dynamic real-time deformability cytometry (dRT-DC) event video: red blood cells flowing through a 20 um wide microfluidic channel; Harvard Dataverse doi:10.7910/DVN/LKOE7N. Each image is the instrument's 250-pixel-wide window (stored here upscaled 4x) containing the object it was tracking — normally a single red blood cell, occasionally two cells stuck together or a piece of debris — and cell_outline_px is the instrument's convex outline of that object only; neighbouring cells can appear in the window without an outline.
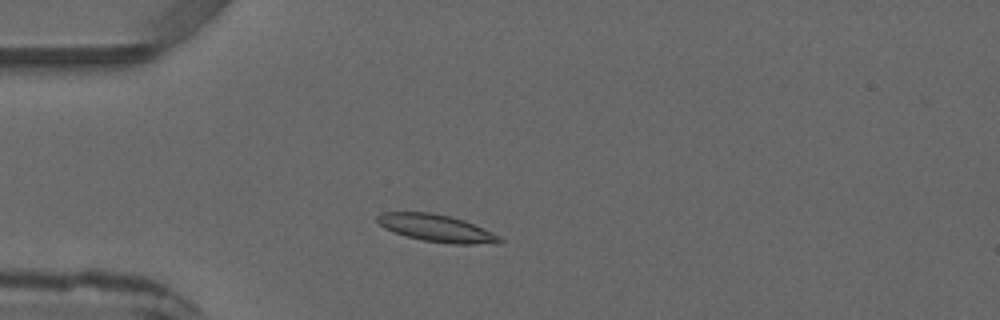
{"species": "common noctule bat (a hibernating species)", "species_latin": "Nyctalus noctula", "temperature_condition": "warm", "stored_images_in_passage": 3, "camera_frame_rate_fps": 3000, "um_per_image_px": 0.085, "animal": {"sex": "male", "forearm_length_mm": 52.5}, "frame": {"image": 1, "passage_image": 2, "time_ms": 1.333, "image_size_px": [1000, 320], "cell_outline_px": [[504, 244], [452, 244], [424, 240], [408, 236], [384, 228], [376, 220], [376, 216], [384, 212], [432, 212], [452, 216], [464, 220], [492, 232], [500, 236], [504, 240]], "centroid_in_image_um": [37.18, 19.4], "position_along_channel_um": 47.8, "area_um2": 19.48}}